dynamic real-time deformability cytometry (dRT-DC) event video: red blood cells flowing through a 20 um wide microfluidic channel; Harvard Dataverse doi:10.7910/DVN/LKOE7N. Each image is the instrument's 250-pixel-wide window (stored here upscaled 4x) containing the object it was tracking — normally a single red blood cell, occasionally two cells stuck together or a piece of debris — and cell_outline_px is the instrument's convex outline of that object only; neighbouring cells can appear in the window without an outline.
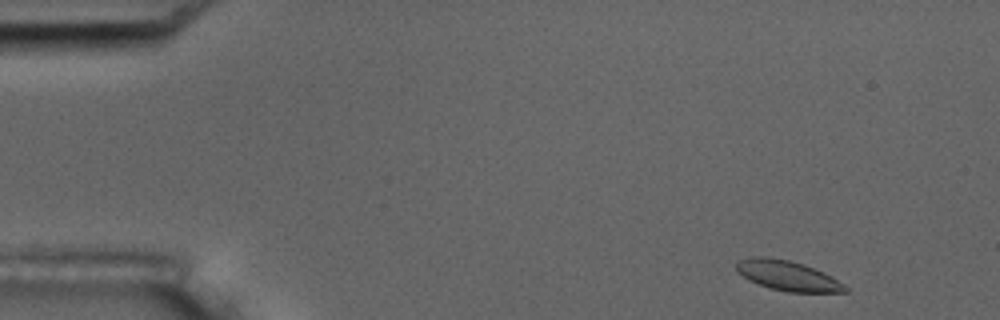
{"species": "common noctule bat (a hibernating species)", "species_latin": "Nyctalus noctula", "temperature_condition": "room temperature", "stored_images_in_passage": 5, "camera_frame_rate_fps": 3000, "um_per_image_px": 0.085, "animal": {"sex": "male", "body_mass_g": 17.5, "forearm_length_mm": 52.3}, "frame": {"image": 1, "passage_image": 1, "time_ms": 0.0, "image_size_px": [1000, 320], "cell_outline_px": [[848, 292], [788, 292], [772, 288], [748, 280], [736, 272], [736, 260], [752, 256], [764, 256], [788, 260], [804, 264], [824, 272], [844, 284], [848, 288]], "centroid_in_image_um": [66.92, 23.41], "position_along_channel_um": 18.1, "area_um2": 19.07}}
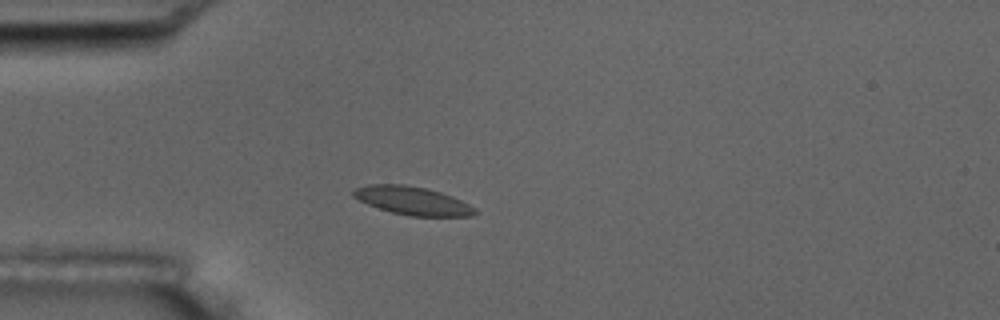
{"frame": {"image": 2, "passage_image": 4, "time_ms": 3.333, "image_size_px": [1000, 320], "cell_outline_px": [[480, 212], [476, 216], [412, 216], [392, 212], [368, 204], [352, 196], [352, 192], [356, 188], [368, 184], [404, 184], [424, 188], [440, 192], [452, 196], [476, 208]], "centroid_in_image_um": [35.11, 17.06], "position_along_channel_um": 49.9, "area_um2": 19.94}}